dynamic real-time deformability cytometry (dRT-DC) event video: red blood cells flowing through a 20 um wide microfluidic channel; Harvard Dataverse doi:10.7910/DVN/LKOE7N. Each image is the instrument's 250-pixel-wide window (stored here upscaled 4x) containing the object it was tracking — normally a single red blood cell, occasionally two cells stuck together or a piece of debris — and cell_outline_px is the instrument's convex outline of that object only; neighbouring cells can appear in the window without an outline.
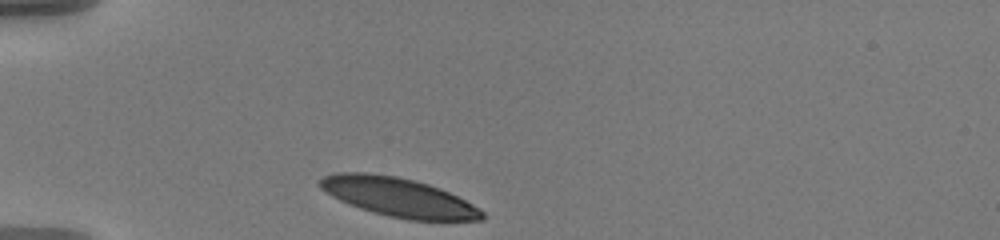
{"species": "human", "species_latin": "Homo sapiens", "temperature_condition": "warm", "stored_images_in_passage": 28, "camera_frame_rate_fps": 3000, "um_per_image_px": 0.085, "donor": {"sex": "male"}, "frame": {"image": 1, "passage_image": 1, "time_ms": 0.0, "image_size_px": [1000, 240], "cell_outline_px": [[484, 220], [408, 220], [388, 216], [372, 212], [348, 204], [332, 196], [320, 188], [316, 184], [316, 180], [324, 176], [336, 172], [368, 172], [396, 176], [428, 184], [440, 188], [480, 208], [484, 212]], "centroid_in_image_um": [33.82, 16.75], "position_along_channel_um": 51.2, "area_um2": 36.88}}
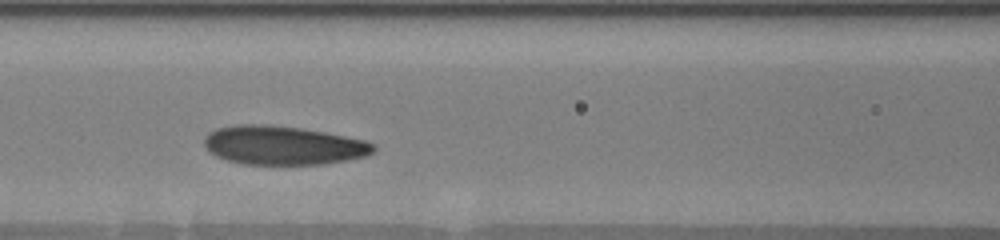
{"frame": {"image": 2, "passage_image": 12, "time_ms": 3.333, "image_size_px": [1000, 240], "cell_outline_px": [[376, 148], [372, 152], [364, 156], [324, 164], [244, 164], [228, 160], [216, 156], [208, 152], [204, 144], [204, 136], [208, 132], [216, 128], [236, 124], [268, 124], [300, 128], [324, 132], [364, 140], [372, 144]], "centroid_in_image_um": [23.98, 12.34], "position_along_channel_um": 142.6, "area_um2": 38.21}}
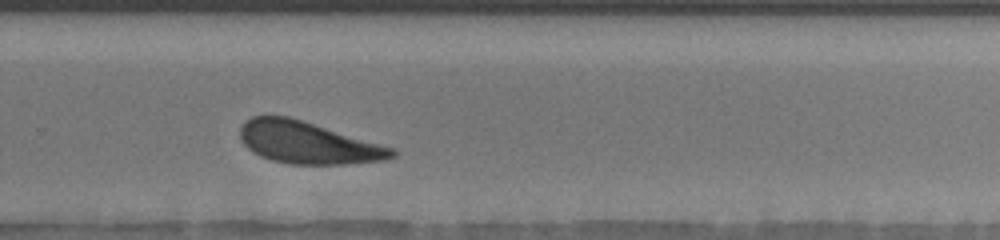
{"frame": {"image": 3, "passage_image": 19, "time_ms": 8.0, "image_size_px": [1000, 240], "cell_outline_px": [[396, 156], [388, 160], [348, 164], [288, 164], [272, 160], [260, 156], [252, 152], [244, 144], [240, 136], [240, 128], [244, 120], [252, 116], [288, 116], [396, 148]], "centroid_in_image_um": [26.2, 12.13], "position_along_channel_um": 303.6, "area_um2": 37.4}, "authors_computed_cell_mechanics": {"area_um2": 37.7723, "velocity_mm_per_s": 3.4612, "shape_relaxation_time_tau1_ms": 1.8869, "shape_relaxation_time_tau2_ms": 6.0507, "deformation_change_tau1": 0.0974, "deformation_change_tau2": 0.1408}}